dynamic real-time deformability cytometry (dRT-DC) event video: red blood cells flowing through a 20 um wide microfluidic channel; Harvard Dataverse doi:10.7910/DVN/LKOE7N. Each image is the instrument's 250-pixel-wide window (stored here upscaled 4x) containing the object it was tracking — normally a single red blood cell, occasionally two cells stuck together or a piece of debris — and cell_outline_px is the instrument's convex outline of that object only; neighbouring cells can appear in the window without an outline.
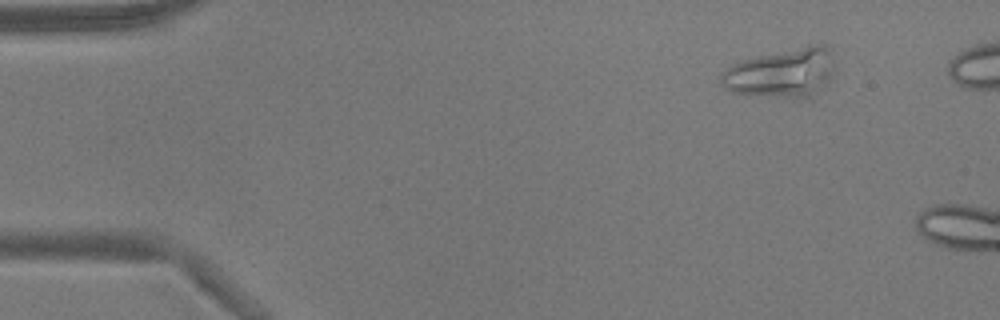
{"species": "common noctule bat (a hibernating species)", "species_latin": "Nyctalus noctula", "temperature_condition": "warm", "stored_images_in_passage": 9, "camera_frame_rate_fps": 3000, "um_per_image_px": 0.085, "animal": {"sex": "male", "body_mass_g": 17.9}, "frame": {"image": 1, "passage_image": 2, "time_ms": 0.333, "image_size_px": [1000, 320], "cell_outline_px": [[832, 72], [828, 80], [812, 100], [792, 100], [732, 92], [724, 88], [720, 84], [720, 72], [732, 64], [744, 60], [808, 44], [828, 44]], "centroid_in_image_um": [66.43, 6.26], "position_along_channel_um": 18.6, "area_um2": 33.0}}